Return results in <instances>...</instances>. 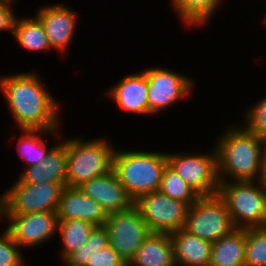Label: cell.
<instances>
[{
  "label": "cell",
  "instance_id": "cell-13",
  "mask_svg": "<svg viewBox=\"0 0 266 266\" xmlns=\"http://www.w3.org/2000/svg\"><path fill=\"white\" fill-rule=\"evenodd\" d=\"M35 16L42 23L49 43L60 57L67 56L79 23L78 12L62 3L46 4L36 10Z\"/></svg>",
  "mask_w": 266,
  "mask_h": 266
},
{
  "label": "cell",
  "instance_id": "cell-16",
  "mask_svg": "<svg viewBox=\"0 0 266 266\" xmlns=\"http://www.w3.org/2000/svg\"><path fill=\"white\" fill-rule=\"evenodd\" d=\"M57 217L58 220L79 219L98 227L106 224L107 213L78 187H65L59 201Z\"/></svg>",
  "mask_w": 266,
  "mask_h": 266
},
{
  "label": "cell",
  "instance_id": "cell-7",
  "mask_svg": "<svg viewBox=\"0 0 266 266\" xmlns=\"http://www.w3.org/2000/svg\"><path fill=\"white\" fill-rule=\"evenodd\" d=\"M208 153L196 152H166L168 165L185 182L190 185L199 196H211L218 193L219 178L217 151L213 145ZM211 151V152H210Z\"/></svg>",
  "mask_w": 266,
  "mask_h": 266
},
{
  "label": "cell",
  "instance_id": "cell-1",
  "mask_svg": "<svg viewBox=\"0 0 266 266\" xmlns=\"http://www.w3.org/2000/svg\"><path fill=\"white\" fill-rule=\"evenodd\" d=\"M37 71L0 75V92L8 104L15 127L29 130H58L60 103L45 87Z\"/></svg>",
  "mask_w": 266,
  "mask_h": 266
},
{
  "label": "cell",
  "instance_id": "cell-23",
  "mask_svg": "<svg viewBox=\"0 0 266 266\" xmlns=\"http://www.w3.org/2000/svg\"><path fill=\"white\" fill-rule=\"evenodd\" d=\"M18 16L13 29V38L16 42L29 52L53 51L40 20L34 15L23 18Z\"/></svg>",
  "mask_w": 266,
  "mask_h": 266
},
{
  "label": "cell",
  "instance_id": "cell-25",
  "mask_svg": "<svg viewBox=\"0 0 266 266\" xmlns=\"http://www.w3.org/2000/svg\"><path fill=\"white\" fill-rule=\"evenodd\" d=\"M110 245L109 233L105 226H98L90 233L86 244L72 252L61 264L63 266H87L95 252Z\"/></svg>",
  "mask_w": 266,
  "mask_h": 266
},
{
  "label": "cell",
  "instance_id": "cell-18",
  "mask_svg": "<svg viewBox=\"0 0 266 266\" xmlns=\"http://www.w3.org/2000/svg\"><path fill=\"white\" fill-rule=\"evenodd\" d=\"M176 266H209L212 242L203 240L184 229L169 234Z\"/></svg>",
  "mask_w": 266,
  "mask_h": 266
},
{
  "label": "cell",
  "instance_id": "cell-19",
  "mask_svg": "<svg viewBox=\"0 0 266 266\" xmlns=\"http://www.w3.org/2000/svg\"><path fill=\"white\" fill-rule=\"evenodd\" d=\"M128 266H176L168 233H150Z\"/></svg>",
  "mask_w": 266,
  "mask_h": 266
},
{
  "label": "cell",
  "instance_id": "cell-10",
  "mask_svg": "<svg viewBox=\"0 0 266 266\" xmlns=\"http://www.w3.org/2000/svg\"><path fill=\"white\" fill-rule=\"evenodd\" d=\"M134 205L151 233H172L184 229L189 205L159 191L141 195Z\"/></svg>",
  "mask_w": 266,
  "mask_h": 266
},
{
  "label": "cell",
  "instance_id": "cell-12",
  "mask_svg": "<svg viewBox=\"0 0 266 266\" xmlns=\"http://www.w3.org/2000/svg\"><path fill=\"white\" fill-rule=\"evenodd\" d=\"M5 221L4 227L12 239L22 249H31L45 245L58 231L57 212H35L27 214H0V223ZM7 223V224H6Z\"/></svg>",
  "mask_w": 266,
  "mask_h": 266
},
{
  "label": "cell",
  "instance_id": "cell-9",
  "mask_svg": "<svg viewBox=\"0 0 266 266\" xmlns=\"http://www.w3.org/2000/svg\"><path fill=\"white\" fill-rule=\"evenodd\" d=\"M148 79L149 115H158L178 102L191 98L196 84L193 76L183 75L166 67H146L143 69ZM190 96V97H189Z\"/></svg>",
  "mask_w": 266,
  "mask_h": 266
},
{
  "label": "cell",
  "instance_id": "cell-29",
  "mask_svg": "<svg viewBox=\"0 0 266 266\" xmlns=\"http://www.w3.org/2000/svg\"><path fill=\"white\" fill-rule=\"evenodd\" d=\"M22 249L12 239L10 233L3 228L0 234V266H25Z\"/></svg>",
  "mask_w": 266,
  "mask_h": 266
},
{
  "label": "cell",
  "instance_id": "cell-26",
  "mask_svg": "<svg viewBox=\"0 0 266 266\" xmlns=\"http://www.w3.org/2000/svg\"><path fill=\"white\" fill-rule=\"evenodd\" d=\"M159 192L191 206L200 197L197 192L183 180L174 169L166 165Z\"/></svg>",
  "mask_w": 266,
  "mask_h": 266
},
{
  "label": "cell",
  "instance_id": "cell-2",
  "mask_svg": "<svg viewBox=\"0 0 266 266\" xmlns=\"http://www.w3.org/2000/svg\"><path fill=\"white\" fill-rule=\"evenodd\" d=\"M215 142L219 182L257 181L263 169L264 138L229 124Z\"/></svg>",
  "mask_w": 266,
  "mask_h": 266
},
{
  "label": "cell",
  "instance_id": "cell-3",
  "mask_svg": "<svg viewBox=\"0 0 266 266\" xmlns=\"http://www.w3.org/2000/svg\"><path fill=\"white\" fill-rule=\"evenodd\" d=\"M117 148L112 170L134 202L143 194L158 191L168 164L166 151Z\"/></svg>",
  "mask_w": 266,
  "mask_h": 266
},
{
  "label": "cell",
  "instance_id": "cell-20",
  "mask_svg": "<svg viewBox=\"0 0 266 266\" xmlns=\"http://www.w3.org/2000/svg\"><path fill=\"white\" fill-rule=\"evenodd\" d=\"M62 129L58 130H29L21 129L20 137L17 138L16 151L20 155L21 160L25 162V168L31 165L41 163L48 152L60 141ZM52 136L55 144L48 147L49 141L44 140L46 136ZM45 136V137H43ZM55 140L57 142H55Z\"/></svg>",
  "mask_w": 266,
  "mask_h": 266
},
{
  "label": "cell",
  "instance_id": "cell-27",
  "mask_svg": "<svg viewBox=\"0 0 266 266\" xmlns=\"http://www.w3.org/2000/svg\"><path fill=\"white\" fill-rule=\"evenodd\" d=\"M245 266H266V227L246 229Z\"/></svg>",
  "mask_w": 266,
  "mask_h": 266
},
{
  "label": "cell",
  "instance_id": "cell-31",
  "mask_svg": "<svg viewBox=\"0 0 266 266\" xmlns=\"http://www.w3.org/2000/svg\"><path fill=\"white\" fill-rule=\"evenodd\" d=\"M13 3L0 1V32L9 31L13 35L14 22L17 17Z\"/></svg>",
  "mask_w": 266,
  "mask_h": 266
},
{
  "label": "cell",
  "instance_id": "cell-17",
  "mask_svg": "<svg viewBox=\"0 0 266 266\" xmlns=\"http://www.w3.org/2000/svg\"><path fill=\"white\" fill-rule=\"evenodd\" d=\"M63 138V140H62ZM61 140L48 152L44 160L20 172V183L39 184L43 182L61 183L66 187L67 152L66 139Z\"/></svg>",
  "mask_w": 266,
  "mask_h": 266
},
{
  "label": "cell",
  "instance_id": "cell-5",
  "mask_svg": "<svg viewBox=\"0 0 266 266\" xmlns=\"http://www.w3.org/2000/svg\"><path fill=\"white\" fill-rule=\"evenodd\" d=\"M217 194L235 228L266 227V186L260 180L219 182Z\"/></svg>",
  "mask_w": 266,
  "mask_h": 266
},
{
  "label": "cell",
  "instance_id": "cell-24",
  "mask_svg": "<svg viewBox=\"0 0 266 266\" xmlns=\"http://www.w3.org/2000/svg\"><path fill=\"white\" fill-rule=\"evenodd\" d=\"M95 227L90 222L79 219L59 220L57 235L60 236L62 242V247L58 254L60 263L72 252L77 251L86 244L90 233Z\"/></svg>",
  "mask_w": 266,
  "mask_h": 266
},
{
  "label": "cell",
  "instance_id": "cell-14",
  "mask_svg": "<svg viewBox=\"0 0 266 266\" xmlns=\"http://www.w3.org/2000/svg\"><path fill=\"white\" fill-rule=\"evenodd\" d=\"M137 72V73H136ZM127 74L108 89L106 97L114 102L119 110L134 115H149L148 79L143 70Z\"/></svg>",
  "mask_w": 266,
  "mask_h": 266
},
{
  "label": "cell",
  "instance_id": "cell-33",
  "mask_svg": "<svg viewBox=\"0 0 266 266\" xmlns=\"http://www.w3.org/2000/svg\"><path fill=\"white\" fill-rule=\"evenodd\" d=\"M0 1H3V2H7V3H14L17 1V0H0Z\"/></svg>",
  "mask_w": 266,
  "mask_h": 266
},
{
  "label": "cell",
  "instance_id": "cell-22",
  "mask_svg": "<svg viewBox=\"0 0 266 266\" xmlns=\"http://www.w3.org/2000/svg\"><path fill=\"white\" fill-rule=\"evenodd\" d=\"M175 14L185 27L202 28L218 13L222 0H170Z\"/></svg>",
  "mask_w": 266,
  "mask_h": 266
},
{
  "label": "cell",
  "instance_id": "cell-11",
  "mask_svg": "<svg viewBox=\"0 0 266 266\" xmlns=\"http://www.w3.org/2000/svg\"><path fill=\"white\" fill-rule=\"evenodd\" d=\"M109 233L110 246L128 265L151 233L139 209H130L107 215L104 225Z\"/></svg>",
  "mask_w": 266,
  "mask_h": 266
},
{
  "label": "cell",
  "instance_id": "cell-30",
  "mask_svg": "<svg viewBox=\"0 0 266 266\" xmlns=\"http://www.w3.org/2000/svg\"><path fill=\"white\" fill-rule=\"evenodd\" d=\"M87 266H128L118 253L109 245L95 252Z\"/></svg>",
  "mask_w": 266,
  "mask_h": 266
},
{
  "label": "cell",
  "instance_id": "cell-32",
  "mask_svg": "<svg viewBox=\"0 0 266 266\" xmlns=\"http://www.w3.org/2000/svg\"><path fill=\"white\" fill-rule=\"evenodd\" d=\"M260 181L266 186V140L263 149V169Z\"/></svg>",
  "mask_w": 266,
  "mask_h": 266
},
{
  "label": "cell",
  "instance_id": "cell-21",
  "mask_svg": "<svg viewBox=\"0 0 266 266\" xmlns=\"http://www.w3.org/2000/svg\"><path fill=\"white\" fill-rule=\"evenodd\" d=\"M246 229L236 228L212 244L209 266H245Z\"/></svg>",
  "mask_w": 266,
  "mask_h": 266
},
{
  "label": "cell",
  "instance_id": "cell-8",
  "mask_svg": "<svg viewBox=\"0 0 266 266\" xmlns=\"http://www.w3.org/2000/svg\"><path fill=\"white\" fill-rule=\"evenodd\" d=\"M235 229L226 204L218 194L200 196L189 207L184 225L188 233L212 243Z\"/></svg>",
  "mask_w": 266,
  "mask_h": 266
},
{
  "label": "cell",
  "instance_id": "cell-28",
  "mask_svg": "<svg viewBox=\"0 0 266 266\" xmlns=\"http://www.w3.org/2000/svg\"><path fill=\"white\" fill-rule=\"evenodd\" d=\"M256 103V104H255ZM254 105L248 107V110L244 112L243 118L245 122H242V126L250 133H254L256 136L266 139V96Z\"/></svg>",
  "mask_w": 266,
  "mask_h": 266
},
{
  "label": "cell",
  "instance_id": "cell-15",
  "mask_svg": "<svg viewBox=\"0 0 266 266\" xmlns=\"http://www.w3.org/2000/svg\"><path fill=\"white\" fill-rule=\"evenodd\" d=\"M78 188L96 201L108 214L122 212L134 205L114 171L83 182Z\"/></svg>",
  "mask_w": 266,
  "mask_h": 266
},
{
  "label": "cell",
  "instance_id": "cell-4",
  "mask_svg": "<svg viewBox=\"0 0 266 266\" xmlns=\"http://www.w3.org/2000/svg\"><path fill=\"white\" fill-rule=\"evenodd\" d=\"M115 149L112 141L104 137L85 140L75 135L67 138L66 187H78L112 171Z\"/></svg>",
  "mask_w": 266,
  "mask_h": 266
},
{
  "label": "cell",
  "instance_id": "cell-34",
  "mask_svg": "<svg viewBox=\"0 0 266 266\" xmlns=\"http://www.w3.org/2000/svg\"><path fill=\"white\" fill-rule=\"evenodd\" d=\"M264 16H265V18H263V19L265 20V21H264V24L266 25V13H265Z\"/></svg>",
  "mask_w": 266,
  "mask_h": 266
},
{
  "label": "cell",
  "instance_id": "cell-6",
  "mask_svg": "<svg viewBox=\"0 0 266 266\" xmlns=\"http://www.w3.org/2000/svg\"><path fill=\"white\" fill-rule=\"evenodd\" d=\"M64 188L61 183L29 184L15 180L0 194V214L57 212Z\"/></svg>",
  "mask_w": 266,
  "mask_h": 266
}]
</instances>
